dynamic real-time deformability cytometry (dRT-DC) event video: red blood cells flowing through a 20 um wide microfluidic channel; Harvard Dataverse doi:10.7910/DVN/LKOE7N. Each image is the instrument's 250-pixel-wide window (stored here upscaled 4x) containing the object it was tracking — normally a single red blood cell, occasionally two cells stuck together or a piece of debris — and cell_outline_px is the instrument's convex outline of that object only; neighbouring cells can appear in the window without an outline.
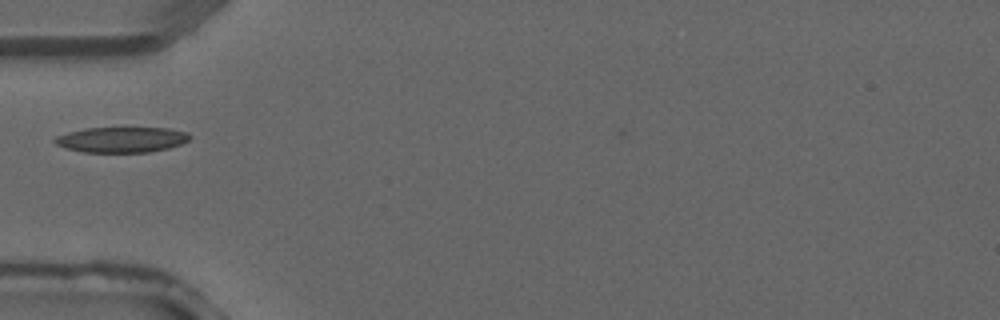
{"species": "common noctule bat (a hibernating species)", "species_latin": "Nyctalus noctula", "temperature_condition": "warm", "stored_images_in_passage": 3, "camera_frame_rate_fps": 3000, "um_per_image_px": 0.085, "animal": {"sex": "male", "forearm_length_mm": 52.5}, "frame": {"image": 1, "passage_image": 3, "time_ms": 0.667, "image_size_px": [1000, 320], "cell_outline_px": [[192, 136], [188, 140], [180, 144], [168, 148], [148, 152], [84, 152], [64, 148], [56, 144], [52, 140], [56, 136], [68, 132], [84, 128], [124, 124], [168, 128], [188, 132]], "centroid_in_image_um": [10.34, 11.8], "position_along_channel_um": 74.7, "area_um2": 21.27}}